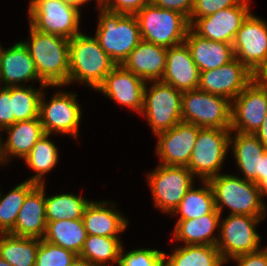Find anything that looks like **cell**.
<instances>
[{
	"mask_svg": "<svg viewBox=\"0 0 267 266\" xmlns=\"http://www.w3.org/2000/svg\"><path fill=\"white\" fill-rule=\"evenodd\" d=\"M30 41L23 42L31 55L39 78L47 86L68 84L69 39L43 33L30 25Z\"/></svg>",
	"mask_w": 267,
	"mask_h": 266,
	"instance_id": "6da1fadb",
	"label": "cell"
},
{
	"mask_svg": "<svg viewBox=\"0 0 267 266\" xmlns=\"http://www.w3.org/2000/svg\"><path fill=\"white\" fill-rule=\"evenodd\" d=\"M116 66L95 37L80 33L69 39L68 84L75 80L86 82L96 90Z\"/></svg>",
	"mask_w": 267,
	"mask_h": 266,
	"instance_id": "7a4b0ae2",
	"label": "cell"
},
{
	"mask_svg": "<svg viewBox=\"0 0 267 266\" xmlns=\"http://www.w3.org/2000/svg\"><path fill=\"white\" fill-rule=\"evenodd\" d=\"M95 38L117 65H122L130 52L142 40L135 15L109 12L103 8H100Z\"/></svg>",
	"mask_w": 267,
	"mask_h": 266,
	"instance_id": "3957f363",
	"label": "cell"
},
{
	"mask_svg": "<svg viewBox=\"0 0 267 266\" xmlns=\"http://www.w3.org/2000/svg\"><path fill=\"white\" fill-rule=\"evenodd\" d=\"M214 192L215 208L221 214L222 205L231 210V215L265 217L260 190L254 182L233 175L219 174L209 180ZM265 213V214H263Z\"/></svg>",
	"mask_w": 267,
	"mask_h": 266,
	"instance_id": "277c9868",
	"label": "cell"
},
{
	"mask_svg": "<svg viewBox=\"0 0 267 266\" xmlns=\"http://www.w3.org/2000/svg\"><path fill=\"white\" fill-rule=\"evenodd\" d=\"M135 16L142 40L166 48L183 43L190 28L183 14L152 3L145 5Z\"/></svg>",
	"mask_w": 267,
	"mask_h": 266,
	"instance_id": "5b68a950",
	"label": "cell"
},
{
	"mask_svg": "<svg viewBox=\"0 0 267 266\" xmlns=\"http://www.w3.org/2000/svg\"><path fill=\"white\" fill-rule=\"evenodd\" d=\"M231 103L199 89L183 92L182 120L201 128L231 129Z\"/></svg>",
	"mask_w": 267,
	"mask_h": 266,
	"instance_id": "8992f818",
	"label": "cell"
},
{
	"mask_svg": "<svg viewBox=\"0 0 267 266\" xmlns=\"http://www.w3.org/2000/svg\"><path fill=\"white\" fill-rule=\"evenodd\" d=\"M30 25L43 33L72 39L79 35V8L62 0H31Z\"/></svg>",
	"mask_w": 267,
	"mask_h": 266,
	"instance_id": "52a82bcc",
	"label": "cell"
},
{
	"mask_svg": "<svg viewBox=\"0 0 267 266\" xmlns=\"http://www.w3.org/2000/svg\"><path fill=\"white\" fill-rule=\"evenodd\" d=\"M230 129L200 128L187 168L209 181L219 169L230 146ZM230 134V135H229Z\"/></svg>",
	"mask_w": 267,
	"mask_h": 266,
	"instance_id": "ba28073f",
	"label": "cell"
},
{
	"mask_svg": "<svg viewBox=\"0 0 267 266\" xmlns=\"http://www.w3.org/2000/svg\"><path fill=\"white\" fill-rule=\"evenodd\" d=\"M145 86L143 108L154 134L174 127L182 120L183 92L161 81H154L148 90Z\"/></svg>",
	"mask_w": 267,
	"mask_h": 266,
	"instance_id": "9c48e42d",
	"label": "cell"
},
{
	"mask_svg": "<svg viewBox=\"0 0 267 266\" xmlns=\"http://www.w3.org/2000/svg\"><path fill=\"white\" fill-rule=\"evenodd\" d=\"M264 217L249 215H231L220 222L221 237L216 247L223 260L234 258L242 254H248L259 250L260 236L255 225Z\"/></svg>",
	"mask_w": 267,
	"mask_h": 266,
	"instance_id": "30bf717a",
	"label": "cell"
},
{
	"mask_svg": "<svg viewBox=\"0 0 267 266\" xmlns=\"http://www.w3.org/2000/svg\"><path fill=\"white\" fill-rule=\"evenodd\" d=\"M193 174L187 167L160 165L148 175L157 208L173 212L193 186Z\"/></svg>",
	"mask_w": 267,
	"mask_h": 266,
	"instance_id": "8fae6325",
	"label": "cell"
},
{
	"mask_svg": "<svg viewBox=\"0 0 267 266\" xmlns=\"http://www.w3.org/2000/svg\"><path fill=\"white\" fill-rule=\"evenodd\" d=\"M232 46L235 58L255 74L267 61V24L250 13Z\"/></svg>",
	"mask_w": 267,
	"mask_h": 266,
	"instance_id": "7c38bea8",
	"label": "cell"
},
{
	"mask_svg": "<svg viewBox=\"0 0 267 266\" xmlns=\"http://www.w3.org/2000/svg\"><path fill=\"white\" fill-rule=\"evenodd\" d=\"M231 110V132L255 133L267 114V88L253 79L235 98Z\"/></svg>",
	"mask_w": 267,
	"mask_h": 266,
	"instance_id": "4fadbf2b",
	"label": "cell"
},
{
	"mask_svg": "<svg viewBox=\"0 0 267 266\" xmlns=\"http://www.w3.org/2000/svg\"><path fill=\"white\" fill-rule=\"evenodd\" d=\"M40 98L39 118L46 134L59 132L78 136V126L81 119L80 105L76 102V94L57 93L50 102Z\"/></svg>",
	"mask_w": 267,
	"mask_h": 266,
	"instance_id": "5bb4252c",
	"label": "cell"
},
{
	"mask_svg": "<svg viewBox=\"0 0 267 266\" xmlns=\"http://www.w3.org/2000/svg\"><path fill=\"white\" fill-rule=\"evenodd\" d=\"M248 0L238 5L221 9L211 15L195 19L190 28L208 40L233 44L237 31L250 14ZM194 28H196L194 30Z\"/></svg>",
	"mask_w": 267,
	"mask_h": 266,
	"instance_id": "9a60e30c",
	"label": "cell"
},
{
	"mask_svg": "<svg viewBox=\"0 0 267 266\" xmlns=\"http://www.w3.org/2000/svg\"><path fill=\"white\" fill-rule=\"evenodd\" d=\"M254 79V74L237 58L217 69L200 71L198 89L234 100Z\"/></svg>",
	"mask_w": 267,
	"mask_h": 266,
	"instance_id": "2e32d148",
	"label": "cell"
},
{
	"mask_svg": "<svg viewBox=\"0 0 267 266\" xmlns=\"http://www.w3.org/2000/svg\"><path fill=\"white\" fill-rule=\"evenodd\" d=\"M201 127L181 121L169 130L156 134L157 154L165 166L187 167Z\"/></svg>",
	"mask_w": 267,
	"mask_h": 266,
	"instance_id": "e0dca14e",
	"label": "cell"
},
{
	"mask_svg": "<svg viewBox=\"0 0 267 266\" xmlns=\"http://www.w3.org/2000/svg\"><path fill=\"white\" fill-rule=\"evenodd\" d=\"M146 85L139 76L126 70L122 65H117L96 90L141 113Z\"/></svg>",
	"mask_w": 267,
	"mask_h": 266,
	"instance_id": "ac0fdd59",
	"label": "cell"
},
{
	"mask_svg": "<svg viewBox=\"0 0 267 266\" xmlns=\"http://www.w3.org/2000/svg\"><path fill=\"white\" fill-rule=\"evenodd\" d=\"M161 82L181 92L198 89L200 69L185 42L167 48L166 68Z\"/></svg>",
	"mask_w": 267,
	"mask_h": 266,
	"instance_id": "d6986e66",
	"label": "cell"
},
{
	"mask_svg": "<svg viewBox=\"0 0 267 266\" xmlns=\"http://www.w3.org/2000/svg\"><path fill=\"white\" fill-rule=\"evenodd\" d=\"M167 48L141 40L122 66L145 82L161 81L166 68Z\"/></svg>",
	"mask_w": 267,
	"mask_h": 266,
	"instance_id": "ffe728a7",
	"label": "cell"
},
{
	"mask_svg": "<svg viewBox=\"0 0 267 266\" xmlns=\"http://www.w3.org/2000/svg\"><path fill=\"white\" fill-rule=\"evenodd\" d=\"M37 79L40 80L41 87L47 86L39 78L34 61L23 42L6 50H2L0 46V82L6 84L4 87L20 86V82Z\"/></svg>",
	"mask_w": 267,
	"mask_h": 266,
	"instance_id": "44dd1931",
	"label": "cell"
},
{
	"mask_svg": "<svg viewBox=\"0 0 267 266\" xmlns=\"http://www.w3.org/2000/svg\"><path fill=\"white\" fill-rule=\"evenodd\" d=\"M46 226L45 188L42 183L27 195L18 213L15 227L9 233L15 236L41 239L45 235Z\"/></svg>",
	"mask_w": 267,
	"mask_h": 266,
	"instance_id": "7402d4cb",
	"label": "cell"
},
{
	"mask_svg": "<svg viewBox=\"0 0 267 266\" xmlns=\"http://www.w3.org/2000/svg\"><path fill=\"white\" fill-rule=\"evenodd\" d=\"M184 42L200 71L217 69L235 58L232 44L208 40L197 35L192 28H189Z\"/></svg>",
	"mask_w": 267,
	"mask_h": 266,
	"instance_id": "603a6c76",
	"label": "cell"
},
{
	"mask_svg": "<svg viewBox=\"0 0 267 266\" xmlns=\"http://www.w3.org/2000/svg\"><path fill=\"white\" fill-rule=\"evenodd\" d=\"M4 130L9 133L4 144L0 137V162L4 163L9 155L25 158L44 134L40 118L16 122Z\"/></svg>",
	"mask_w": 267,
	"mask_h": 266,
	"instance_id": "cb8c5ba5",
	"label": "cell"
},
{
	"mask_svg": "<svg viewBox=\"0 0 267 266\" xmlns=\"http://www.w3.org/2000/svg\"><path fill=\"white\" fill-rule=\"evenodd\" d=\"M231 138L230 136V145L232 143L234 146V156L244 179L258 184L261 181V159L267 148L253 133L236 131L234 139Z\"/></svg>",
	"mask_w": 267,
	"mask_h": 266,
	"instance_id": "d4e9b609",
	"label": "cell"
},
{
	"mask_svg": "<svg viewBox=\"0 0 267 266\" xmlns=\"http://www.w3.org/2000/svg\"><path fill=\"white\" fill-rule=\"evenodd\" d=\"M107 202H91L86 206L83 223L87 235L118 238V233L127 227L128 220L120 213L107 208Z\"/></svg>",
	"mask_w": 267,
	"mask_h": 266,
	"instance_id": "484cf974",
	"label": "cell"
},
{
	"mask_svg": "<svg viewBox=\"0 0 267 266\" xmlns=\"http://www.w3.org/2000/svg\"><path fill=\"white\" fill-rule=\"evenodd\" d=\"M220 216L215 208L211 213L197 219L178 220L174 237L176 240H183L185 245L216 246L218 238L212 237V234L215 228L220 226Z\"/></svg>",
	"mask_w": 267,
	"mask_h": 266,
	"instance_id": "4316f807",
	"label": "cell"
},
{
	"mask_svg": "<svg viewBox=\"0 0 267 266\" xmlns=\"http://www.w3.org/2000/svg\"><path fill=\"white\" fill-rule=\"evenodd\" d=\"M87 232L82 219L47 222L43 240L69 250L79 256Z\"/></svg>",
	"mask_w": 267,
	"mask_h": 266,
	"instance_id": "83f0119b",
	"label": "cell"
},
{
	"mask_svg": "<svg viewBox=\"0 0 267 266\" xmlns=\"http://www.w3.org/2000/svg\"><path fill=\"white\" fill-rule=\"evenodd\" d=\"M40 240L1 233L0 257L12 266H35Z\"/></svg>",
	"mask_w": 267,
	"mask_h": 266,
	"instance_id": "f1b7e54d",
	"label": "cell"
},
{
	"mask_svg": "<svg viewBox=\"0 0 267 266\" xmlns=\"http://www.w3.org/2000/svg\"><path fill=\"white\" fill-rule=\"evenodd\" d=\"M224 263L216 246L194 244L175 249L164 266H221Z\"/></svg>",
	"mask_w": 267,
	"mask_h": 266,
	"instance_id": "f546056e",
	"label": "cell"
},
{
	"mask_svg": "<svg viewBox=\"0 0 267 266\" xmlns=\"http://www.w3.org/2000/svg\"><path fill=\"white\" fill-rule=\"evenodd\" d=\"M202 183L205 187L194 189L192 186L172 212L180 213L179 220L197 219L215 209L212 186L209 181H202Z\"/></svg>",
	"mask_w": 267,
	"mask_h": 266,
	"instance_id": "4dcf8cb0",
	"label": "cell"
},
{
	"mask_svg": "<svg viewBox=\"0 0 267 266\" xmlns=\"http://www.w3.org/2000/svg\"><path fill=\"white\" fill-rule=\"evenodd\" d=\"M121 245L119 238L87 235L78 257L97 266H106L107 261L119 264Z\"/></svg>",
	"mask_w": 267,
	"mask_h": 266,
	"instance_id": "1f68e13d",
	"label": "cell"
},
{
	"mask_svg": "<svg viewBox=\"0 0 267 266\" xmlns=\"http://www.w3.org/2000/svg\"><path fill=\"white\" fill-rule=\"evenodd\" d=\"M90 203L81 196L60 194L45 198L47 222L57 220L82 219L86 206Z\"/></svg>",
	"mask_w": 267,
	"mask_h": 266,
	"instance_id": "d6a6232c",
	"label": "cell"
},
{
	"mask_svg": "<svg viewBox=\"0 0 267 266\" xmlns=\"http://www.w3.org/2000/svg\"><path fill=\"white\" fill-rule=\"evenodd\" d=\"M50 134L44 133L38 142L24 158L27 165L36 171V175L28 181L38 185L44 183L41 178L56 165L58 161L57 147L49 141Z\"/></svg>",
	"mask_w": 267,
	"mask_h": 266,
	"instance_id": "836d02e7",
	"label": "cell"
},
{
	"mask_svg": "<svg viewBox=\"0 0 267 266\" xmlns=\"http://www.w3.org/2000/svg\"><path fill=\"white\" fill-rule=\"evenodd\" d=\"M38 184L24 181L15 186L6 196L1 198L0 192V234L9 233L14 227L18 213L27 195Z\"/></svg>",
	"mask_w": 267,
	"mask_h": 266,
	"instance_id": "e575fe53",
	"label": "cell"
},
{
	"mask_svg": "<svg viewBox=\"0 0 267 266\" xmlns=\"http://www.w3.org/2000/svg\"><path fill=\"white\" fill-rule=\"evenodd\" d=\"M40 90L30 87L15 86L11 87L12 112L14 115V124L19 121H26L33 118H39Z\"/></svg>",
	"mask_w": 267,
	"mask_h": 266,
	"instance_id": "d590c367",
	"label": "cell"
},
{
	"mask_svg": "<svg viewBox=\"0 0 267 266\" xmlns=\"http://www.w3.org/2000/svg\"><path fill=\"white\" fill-rule=\"evenodd\" d=\"M77 254L41 238L35 266H69Z\"/></svg>",
	"mask_w": 267,
	"mask_h": 266,
	"instance_id": "8d00e7d4",
	"label": "cell"
},
{
	"mask_svg": "<svg viewBox=\"0 0 267 266\" xmlns=\"http://www.w3.org/2000/svg\"><path fill=\"white\" fill-rule=\"evenodd\" d=\"M120 251L118 266H164L166 254L157 249H136L125 255Z\"/></svg>",
	"mask_w": 267,
	"mask_h": 266,
	"instance_id": "74e56055",
	"label": "cell"
},
{
	"mask_svg": "<svg viewBox=\"0 0 267 266\" xmlns=\"http://www.w3.org/2000/svg\"><path fill=\"white\" fill-rule=\"evenodd\" d=\"M242 0H195L193 9L190 14V18L188 19L189 25H191L195 18H202L217 11L236 6Z\"/></svg>",
	"mask_w": 267,
	"mask_h": 266,
	"instance_id": "f35d334b",
	"label": "cell"
},
{
	"mask_svg": "<svg viewBox=\"0 0 267 266\" xmlns=\"http://www.w3.org/2000/svg\"><path fill=\"white\" fill-rule=\"evenodd\" d=\"M150 3L151 0H100L99 6L109 12L135 15Z\"/></svg>",
	"mask_w": 267,
	"mask_h": 266,
	"instance_id": "ab89813d",
	"label": "cell"
},
{
	"mask_svg": "<svg viewBox=\"0 0 267 266\" xmlns=\"http://www.w3.org/2000/svg\"><path fill=\"white\" fill-rule=\"evenodd\" d=\"M14 124L12 112L11 87L0 88V130Z\"/></svg>",
	"mask_w": 267,
	"mask_h": 266,
	"instance_id": "60d3db41",
	"label": "cell"
},
{
	"mask_svg": "<svg viewBox=\"0 0 267 266\" xmlns=\"http://www.w3.org/2000/svg\"><path fill=\"white\" fill-rule=\"evenodd\" d=\"M195 0H151L157 7L173 10L183 14L187 19L190 18Z\"/></svg>",
	"mask_w": 267,
	"mask_h": 266,
	"instance_id": "b9f144b4",
	"label": "cell"
},
{
	"mask_svg": "<svg viewBox=\"0 0 267 266\" xmlns=\"http://www.w3.org/2000/svg\"><path fill=\"white\" fill-rule=\"evenodd\" d=\"M232 259L236 260L238 266H267V247Z\"/></svg>",
	"mask_w": 267,
	"mask_h": 266,
	"instance_id": "7bdbcfd3",
	"label": "cell"
},
{
	"mask_svg": "<svg viewBox=\"0 0 267 266\" xmlns=\"http://www.w3.org/2000/svg\"><path fill=\"white\" fill-rule=\"evenodd\" d=\"M254 79L264 88H267V61L266 63L254 74Z\"/></svg>",
	"mask_w": 267,
	"mask_h": 266,
	"instance_id": "ee69618b",
	"label": "cell"
},
{
	"mask_svg": "<svg viewBox=\"0 0 267 266\" xmlns=\"http://www.w3.org/2000/svg\"><path fill=\"white\" fill-rule=\"evenodd\" d=\"M259 141L267 148V114L259 129L254 133Z\"/></svg>",
	"mask_w": 267,
	"mask_h": 266,
	"instance_id": "f6af8a7d",
	"label": "cell"
},
{
	"mask_svg": "<svg viewBox=\"0 0 267 266\" xmlns=\"http://www.w3.org/2000/svg\"><path fill=\"white\" fill-rule=\"evenodd\" d=\"M267 175V149L264 152L263 159H261V180Z\"/></svg>",
	"mask_w": 267,
	"mask_h": 266,
	"instance_id": "bcb514c9",
	"label": "cell"
},
{
	"mask_svg": "<svg viewBox=\"0 0 267 266\" xmlns=\"http://www.w3.org/2000/svg\"><path fill=\"white\" fill-rule=\"evenodd\" d=\"M69 266H97L89 261L82 259L80 257H77Z\"/></svg>",
	"mask_w": 267,
	"mask_h": 266,
	"instance_id": "7dc6e473",
	"label": "cell"
},
{
	"mask_svg": "<svg viewBox=\"0 0 267 266\" xmlns=\"http://www.w3.org/2000/svg\"><path fill=\"white\" fill-rule=\"evenodd\" d=\"M257 185L261 196L267 195V175L266 178L262 179Z\"/></svg>",
	"mask_w": 267,
	"mask_h": 266,
	"instance_id": "c3c4849f",
	"label": "cell"
},
{
	"mask_svg": "<svg viewBox=\"0 0 267 266\" xmlns=\"http://www.w3.org/2000/svg\"><path fill=\"white\" fill-rule=\"evenodd\" d=\"M62 1L79 8L83 3H86L88 0H62ZM97 2L100 3V0H97Z\"/></svg>",
	"mask_w": 267,
	"mask_h": 266,
	"instance_id": "681fc988",
	"label": "cell"
},
{
	"mask_svg": "<svg viewBox=\"0 0 267 266\" xmlns=\"http://www.w3.org/2000/svg\"><path fill=\"white\" fill-rule=\"evenodd\" d=\"M0 266H12V265L0 257Z\"/></svg>",
	"mask_w": 267,
	"mask_h": 266,
	"instance_id": "f907efd6",
	"label": "cell"
}]
</instances>
